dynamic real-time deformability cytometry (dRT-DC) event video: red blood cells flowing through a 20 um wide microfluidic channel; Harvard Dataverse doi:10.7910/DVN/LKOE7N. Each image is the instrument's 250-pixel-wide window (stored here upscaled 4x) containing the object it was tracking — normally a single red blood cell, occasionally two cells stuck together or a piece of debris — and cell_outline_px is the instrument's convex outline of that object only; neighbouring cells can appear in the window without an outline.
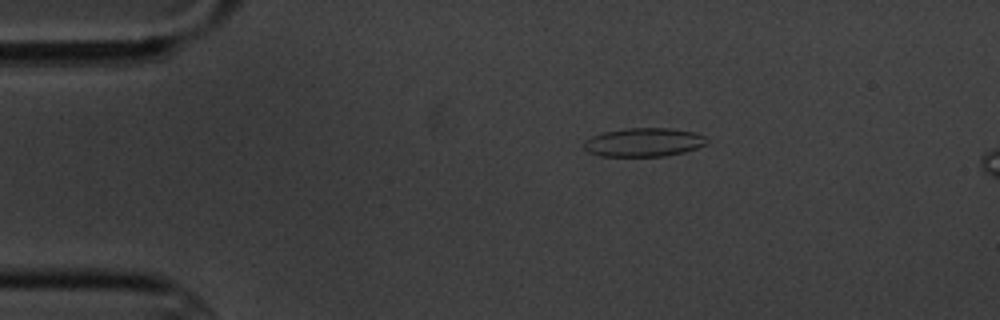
{"species": "common noctule bat (a hibernating species)", "species_latin": "Nyctalus noctula", "temperature_condition": "cold", "stored_images_in_passage": 6, "camera_frame_rate_fps": 3000, "um_per_image_px": 0.085, "animal": {"sex": "male", "body_mass_g": 20.1, "forearm_length_mm": 53.5}, "frame": {"image": 1, "passage_image": 1, "time_ms": 0.0, "image_size_px": [1000, 320], "cell_outline_px": [[708, 140], [704, 144], [696, 148], [684, 152], [664, 156], [600, 156], [588, 152], [584, 148], [584, 140], [592, 136], [604, 132], [628, 128], [668, 128], [692, 132], [704, 136]], "centroid_in_image_um": [54.68, 12.1], "position_along_channel_um": 30.3, "area_um2": 20.35}}